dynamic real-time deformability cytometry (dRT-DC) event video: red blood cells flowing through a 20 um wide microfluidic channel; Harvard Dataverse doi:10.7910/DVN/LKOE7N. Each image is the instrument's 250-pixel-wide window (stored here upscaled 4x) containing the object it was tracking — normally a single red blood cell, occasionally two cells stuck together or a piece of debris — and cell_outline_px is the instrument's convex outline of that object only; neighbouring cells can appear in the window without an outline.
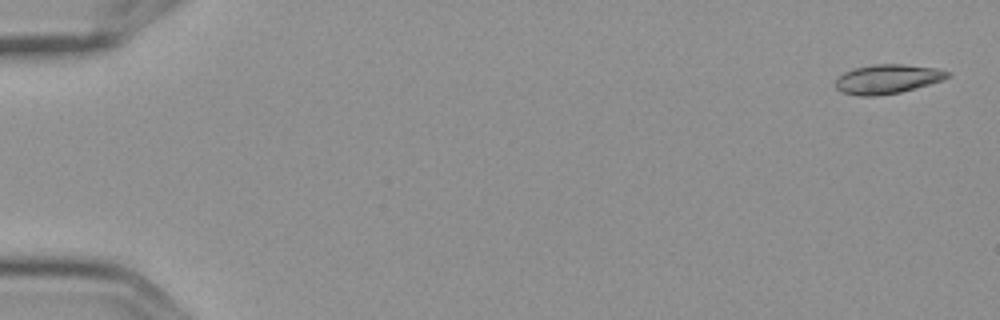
{"species": "Egyptian fruit bat (a non-hibernating species)", "species_latin": "Rousettus aegyptiacus", "temperature_condition": "cold", "stored_images_in_passage": 5, "camera_frame_rate_fps": 3000, "um_per_image_px": 0.085, "frame": {"image": 1, "passage_image": 1, "time_ms": 0.0, "image_size_px": [1000, 320], "cell_outline_px": [[952, 76], [944, 80], [916, 88], [900, 92], [876, 96], [860, 96], [840, 92], [832, 84], [844, 72], [852, 68], [876, 64], [904, 64], [936, 68], [952, 72]], "centroid_in_image_um": [75.44, 6.72], "position_along_channel_um": 9.6, "area_um2": 19.42}}